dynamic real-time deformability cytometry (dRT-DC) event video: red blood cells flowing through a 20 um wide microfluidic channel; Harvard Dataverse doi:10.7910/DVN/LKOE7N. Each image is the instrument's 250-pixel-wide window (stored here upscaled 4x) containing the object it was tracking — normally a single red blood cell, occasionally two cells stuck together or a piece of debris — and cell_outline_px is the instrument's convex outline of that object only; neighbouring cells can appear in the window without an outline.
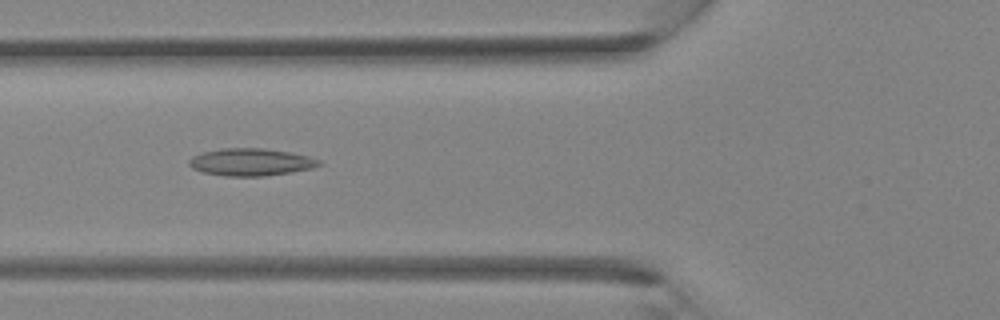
{"species": "Egyptian fruit bat (a non-hibernating species)", "species_latin": "Rousettus aegyptiacus", "temperature_condition": "room temperature", "stored_images_in_passage": 36, "camera_frame_rate_fps": 3000, "um_per_image_px": 0.085, "animal": {"sex": "female"}, "frame": {"image": 1, "passage_image": 13, "time_ms": 4.0, "image_size_px": [1000, 320], "cell_outline_px": [[320, 164], [312, 168], [264, 176], [224, 176], [204, 172], [192, 168], [188, 164], [188, 160], [192, 156], [204, 152], [220, 148], [260, 148], [288, 152], [308, 156], [320, 160]], "centroid_in_image_um": [21.27, 13.77], "position_along_channel_um": 104.5, "area_um2": 20.46}}
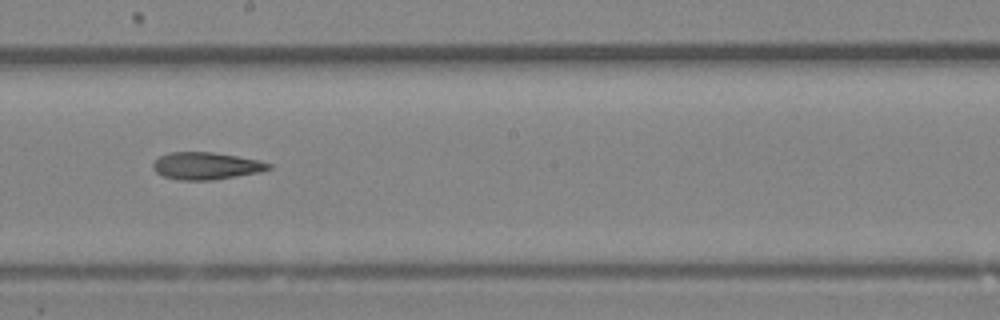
{"frame": {"image": 2, "passage_image": 20, "time_ms": 6.333, "image_size_px": [1000, 320], "cell_outline_px": [[272, 168], [260, 172], [212, 180], [180, 180], [164, 176], [156, 172], [152, 168], [152, 164], [160, 156], [168, 152], [212, 152], [260, 160], [272, 164]], "centroid_in_image_um": [17.53, 14.09], "position_along_channel_um": 230.7, "area_um2": 18.32}}
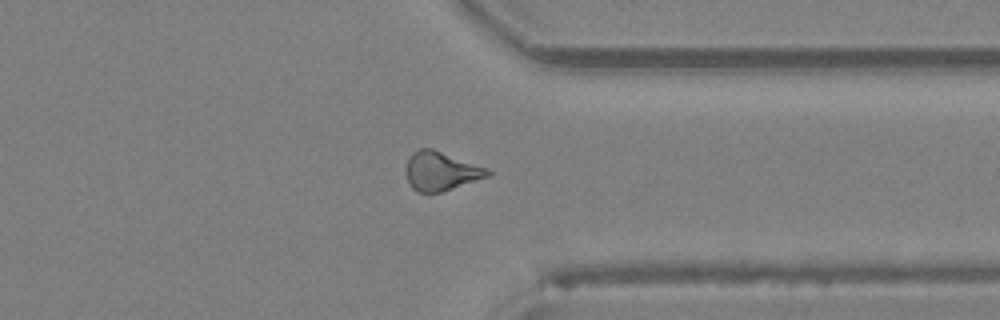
{"frame": {"image": 3, "passage_image": 28, "time_ms": 9.0, "image_size_px": [1000, 320], "cell_outline_px": [[492, 172], [488, 176], [444, 192], [428, 196], [416, 192], [412, 188], [408, 180], [408, 156], [412, 152], [420, 148], [432, 148], [488, 168]], "centroid_in_image_um": [37.48, 14.58], "position_along_channel_um": 373.9, "area_um2": 18.79}}